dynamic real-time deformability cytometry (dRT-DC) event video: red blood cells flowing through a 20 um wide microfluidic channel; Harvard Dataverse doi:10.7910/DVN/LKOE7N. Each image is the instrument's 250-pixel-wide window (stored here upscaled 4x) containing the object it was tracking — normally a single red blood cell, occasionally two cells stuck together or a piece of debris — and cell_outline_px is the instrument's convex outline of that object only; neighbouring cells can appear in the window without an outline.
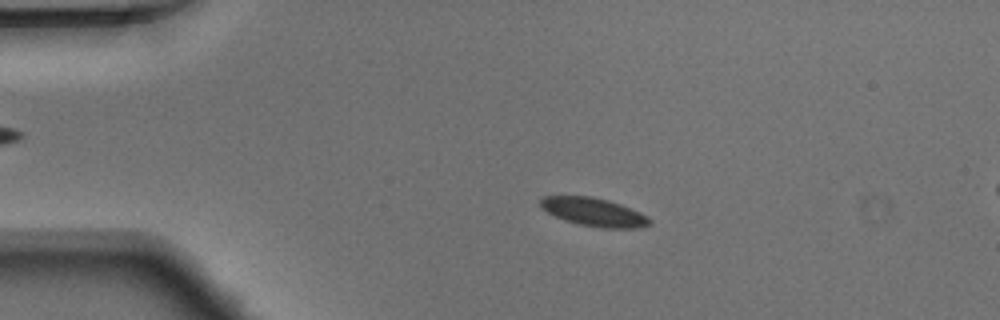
{"species": "Egyptian fruit bat (a non-hibernating species)", "species_latin": "Rousettus aegyptiacus", "temperature_condition": "warm", "stored_images_in_passage": 9, "camera_frame_rate_fps": 3000, "um_per_image_px": 0.085, "animal": {"sex": "male"}, "frame": {"image": 1, "passage_image": 4, "time_ms": 1.0, "image_size_px": [1000, 320], "cell_outline_px": [[652, 224], [640, 228], [604, 228], [580, 224], [564, 220], [540, 208], [540, 200], [544, 196], [592, 196], [608, 200], [620, 204], [640, 212], [648, 216], [652, 220]], "centroid_in_image_um": [50.51, 18.02], "position_along_channel_um": 34.5, "area_um2": 18.03}}